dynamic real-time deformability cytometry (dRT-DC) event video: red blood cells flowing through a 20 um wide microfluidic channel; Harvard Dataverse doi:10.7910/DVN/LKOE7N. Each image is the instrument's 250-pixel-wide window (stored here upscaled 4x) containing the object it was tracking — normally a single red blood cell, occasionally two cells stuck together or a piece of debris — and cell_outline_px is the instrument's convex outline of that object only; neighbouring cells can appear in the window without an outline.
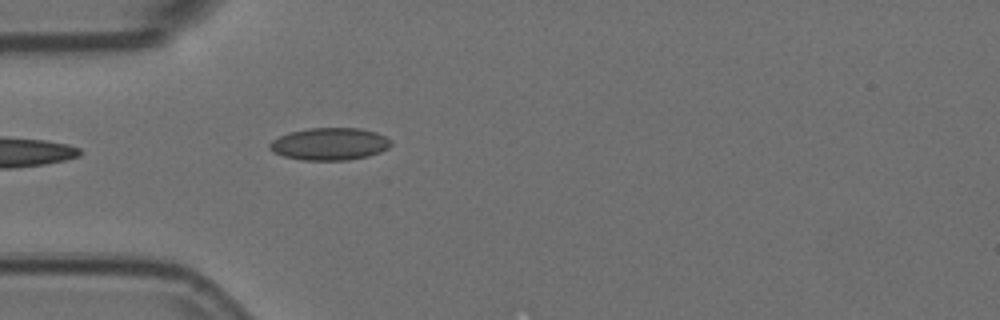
{"species": "Egyptian fruit bat (a non-hibernating species)", "species_latin": "Rousettus aegyptiacus", "temperature_condition": "room temperature", "stored_images_in_passage": 2, "camera_frame_rate_fps": 3000, "um_per_image_px": 0.085, "animal": {"sex": "female"}, "frame": {"image": 1, "passage_image": 2, "time_ms": 0.333, "image_size_px": [1000, 320], "cell_outline_px": [[392, 144], [388, 148], [380, 152], [368, 156], [348, 160], [300, 160], [284, 156], [272, 152], [268, 148], [268, 144], [272, 140], [288, 132], [308, 128], [360, 128], [376, 132], [392, 140]], "centroid_in_image_um": [28.0, 12.24], "position_along_channel_um": 57.0, "area_um2": 23.06}}